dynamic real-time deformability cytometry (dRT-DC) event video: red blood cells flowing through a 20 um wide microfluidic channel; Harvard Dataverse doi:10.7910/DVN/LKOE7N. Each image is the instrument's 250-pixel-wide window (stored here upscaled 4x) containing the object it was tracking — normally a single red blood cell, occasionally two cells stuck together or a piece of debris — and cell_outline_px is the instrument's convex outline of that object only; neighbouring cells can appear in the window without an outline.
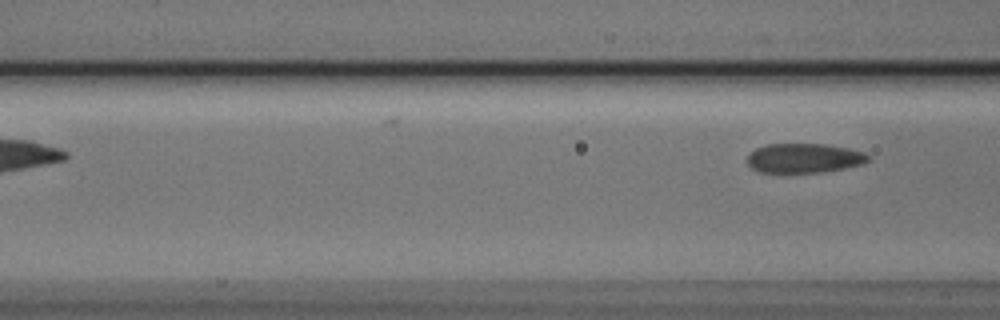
{"species": "Egyptian fruit bat (a non-hibernating species)", "species_latin": "Rousettus aegyptiacus", "temperature_condition": "cold", "stored_images_in_passage": 8, "camera_frame_rate_fps": 3000, "um_per_image_px": 0.085, "animal": {"sex": "male"}, "frame": {"image": 1, "passage_image": 8, "time_ms": 2.333, "image_size_px": [1000, 320], "cell_outline_px": [[868, 160], [864, 164], [844, 168], [820, 172], [760, 172], [752, 168], [748, 164], [748, 152], [756, 148], [768, 144], [824, 144], [848, 148], [864, 152], [868, 156]], "centroid_in_image_um": [68.33, 13.43], "position_along_channel_um": 98.3, "area_um2": 20.63}}